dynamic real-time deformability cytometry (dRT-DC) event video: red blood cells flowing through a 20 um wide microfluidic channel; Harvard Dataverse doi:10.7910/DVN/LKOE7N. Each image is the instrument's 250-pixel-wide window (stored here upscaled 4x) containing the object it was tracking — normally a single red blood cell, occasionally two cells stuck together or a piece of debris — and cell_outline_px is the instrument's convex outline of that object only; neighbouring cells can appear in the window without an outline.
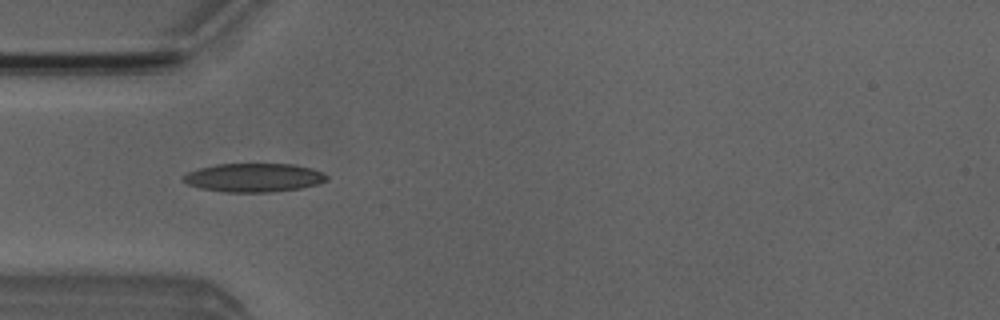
{"species": "Egyptian fruit bat (a non-hibernating species)", "species_latin": "Rousettus aegyptiacus", "temperature_condition": "room temperature", "stored_images_in_passage": 6, "camera_frame_rate_fps": 3000, "um_per_image_px": 0.085, "animal": {"sex": "male"}, "frame": {"image": 1, "passage_image": 4, "time_ms": 4.0, "image_size_px": [1000, 320], "cell_outline_px": [[328, 180], [320, 184], [300, 188], [268, 192], [224, 192], [200, 188], [188, 184], [184, 180], [184, 176], [188, 172], [200, 168], [216, 164], [292, 164], [312, 168], [328, 176]], "centroid_in_image_um": [21.61, 15.1], "position_along_channel_um": 63.4, "area_um2": 23.81}}